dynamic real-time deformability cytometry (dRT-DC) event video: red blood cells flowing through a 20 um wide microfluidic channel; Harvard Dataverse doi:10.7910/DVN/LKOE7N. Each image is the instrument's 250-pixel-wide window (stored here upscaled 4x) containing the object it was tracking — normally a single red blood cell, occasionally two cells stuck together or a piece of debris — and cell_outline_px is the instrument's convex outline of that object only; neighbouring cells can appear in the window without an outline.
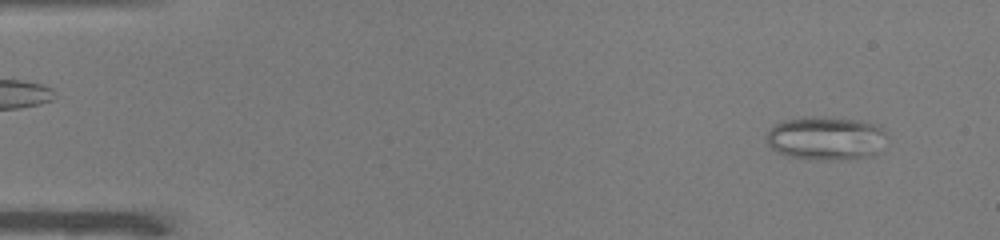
{"species": "common noctule bat (a hibernating species)", "species_latin": "Nyctalus noctula", "temperature_condition": "warm", "stored_images_in_passage": 49, "camera_frame_rate_fps": 3000, "um_per_image_px": 0.085, "animal": {"sex": "male", "body_mass_g": 19.0, "forearm_length_mm": 50.8}, "frame": {"image": 1, "passage_image": 3, "time_ms": 0.667, "image_size_px": [1000, 240], "cell_outline_px": [[888, 136], [876, 152], [872, 156], [792, 156], [780, 152], [772, 148], [768, 144], [768, 132], [776, 124], [784, 120], [860, 120], [880, 124]], "centroid_in_image_um": [70.28, 11.72], "position_along_channel_um": 14.7, "area_um2": 27.86}}
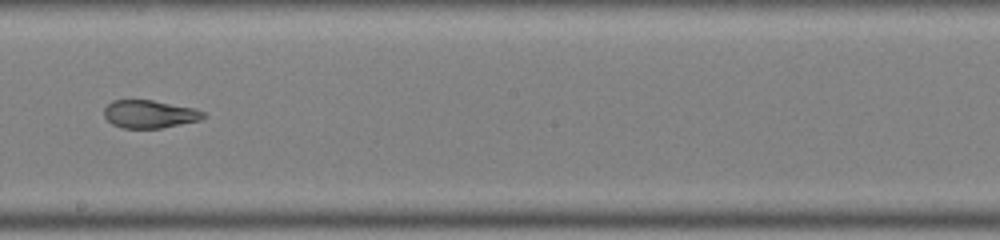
{"frame": {"image": 2, "passage_image": 28, "time_ms": 9.0, "image_size_px": [1000, 240], "cell_outline_px": [[204, 116], [200, 120], [160, 128], [124, 128], [112, 124], [104, 116], [104, 108], [112, 100], [152, 100], [196, 108], [204, 112]], "centroid_in_image_um": [12.7, 9.69], "position_along_channel_um": 235.5, "area_um2": 16.07}}
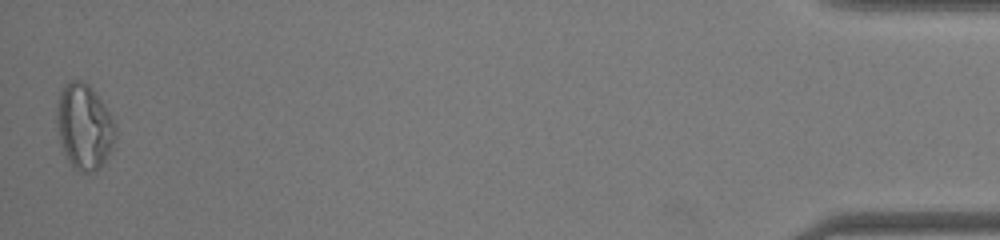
{"frame": {"image": 3, "passage_image": 49, "time_ms": 16.0, "image_size_px": [1000, 240], "cell_outline_px": [[116, 136], [112, 148], [104, 160], [92, 172], [80, 172], [68, 160], [60, 140], [56, 120], [56, 108], [60, 88], [64, 84], [72, 80], [84, 80], [92, 88], [108, 112], [116, 128]], "centroid_in_image_um": [7.13, 10.71], "position_along_channel_um": 428.1, "area_um2": 28.78}, "authors_computed_cell_mechanics": {"area_um2": 21.4438, "velocity_mm_per_s": 4.0104, "shape_relaxation_time_tau1_ms": null, "shape_relaxation_time_tau2_ms": 1.7015, "deformation_change_tau1": null, "deformation_change_tau2": 0.094}}